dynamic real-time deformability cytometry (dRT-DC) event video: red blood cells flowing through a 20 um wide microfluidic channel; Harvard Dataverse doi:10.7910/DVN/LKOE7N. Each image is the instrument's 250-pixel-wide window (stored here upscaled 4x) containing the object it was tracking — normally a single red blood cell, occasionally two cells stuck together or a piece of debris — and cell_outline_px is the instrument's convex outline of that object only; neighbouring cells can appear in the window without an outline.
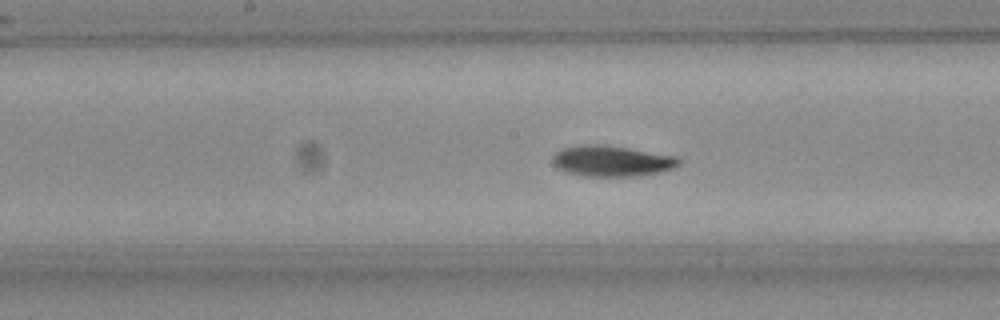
{"species": "Egyptian fruit bat (a non-hibernating species)", "species_latin": "Rousettus aegyptiacus", "temperature_condition": "room temperature", "stored_images_in_passage": 53, "segment_of_instrument_passage": [1, 2], "camera_frame_rate_fps": 3000, "um_per_image_px": 0.085, "frame": {"image": 1, "passage_image": 25, "time_ms": 8.0, "image_size_px": [1000, 320], "cell_outline_px": [[680, 164], [672, 168], [660, 172], [640, 176], [588, 176], [564, 172], [552, 164], [552, 156], [556, 152], [564, 148], [588, 144], [604, 144], [676, 156], [680, 160]], "centroid_in_image_um": [51.98, 13.69], "position_along_channel_um": 196.2, "area_um2": 22.66}}
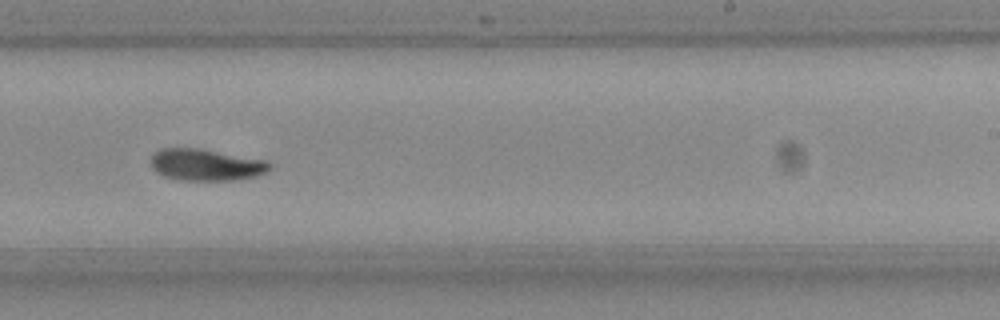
{"frame": {"image": 2, "passage_image": 31, "time_ms": 10.0, "image_size_px": [1000, 320], "cell_outline_px": [[272, 168], [268, 172], [256, 176], [232, 180], [180, 180], [164, 176], [156, 172], [152, 168], [152, 156], [160, 148], [200, 148], [268, 160], [272, 164]], "centroid_in_image_um": [17.56, 14.0], "position_along_channel_um": 271.4, "area_um2": 22.14}}
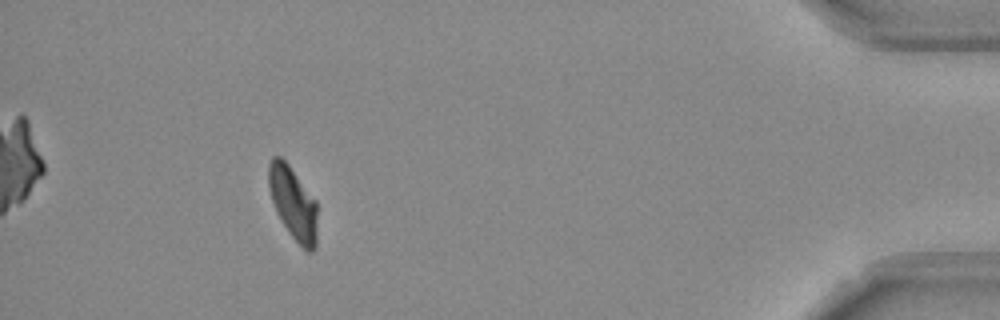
{"frame": {"image": 3, "passage_image": 47, "time_ms": 15.333, "image_size_px": [1000, 320], "cell_outline_px": [[316, 248], [312, 252], [308, 252], [288, 232], [280, 220], [276, 212], [272, 200], [268, 184], [268, 164], [272, 156], [280, 156], [288, 164], [316, 200]], "centroid_in_image_um": [24.9, 17.25], "position_along_channel_um": 410.3, "area_um2": 20.58}}